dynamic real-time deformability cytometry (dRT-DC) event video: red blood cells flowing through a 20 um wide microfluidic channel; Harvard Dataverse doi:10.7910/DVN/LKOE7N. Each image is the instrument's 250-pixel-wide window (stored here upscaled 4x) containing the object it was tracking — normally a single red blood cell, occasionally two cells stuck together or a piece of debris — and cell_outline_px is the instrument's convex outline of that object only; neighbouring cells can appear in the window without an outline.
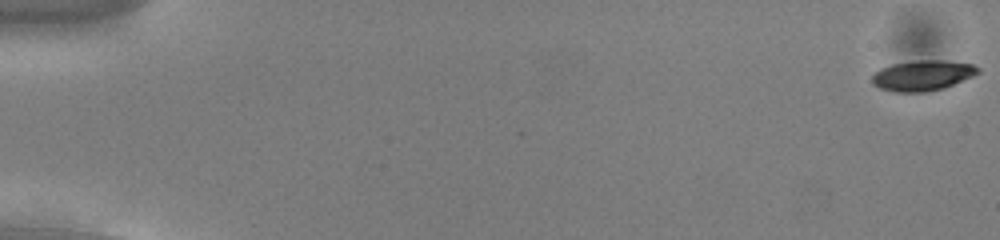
{"species": "common noctule bat (a hibernating species)", "species_latin": "Nyctalus noctula", "temperature_condition": "cold", "stored_images_in_passage": 18, "camera_frame_rate_fps": 3000, "um_per_image_px": 0.085, "animal": {"sex": "male", "body_mass_g": 13.0, "forearm_length_mm": 53.1}, "frame": {"image": 1, "passage_image": 1, "time_ms": 0.0, "image_size_px": [1000, 240], "cell_outline_px": [[980, 72], [972, 76], [944, 88], [928, 92], [892, 92], [880, 88], [872, 84], [872, 76], [880, 68], [892, 64], [920, 60], [944, 60], [972, 64], [980, 68]], "centroid_in_image_um": [78.41, 6.42], "position_along_channel_um": 6.6, "area_um2": 18.79}}